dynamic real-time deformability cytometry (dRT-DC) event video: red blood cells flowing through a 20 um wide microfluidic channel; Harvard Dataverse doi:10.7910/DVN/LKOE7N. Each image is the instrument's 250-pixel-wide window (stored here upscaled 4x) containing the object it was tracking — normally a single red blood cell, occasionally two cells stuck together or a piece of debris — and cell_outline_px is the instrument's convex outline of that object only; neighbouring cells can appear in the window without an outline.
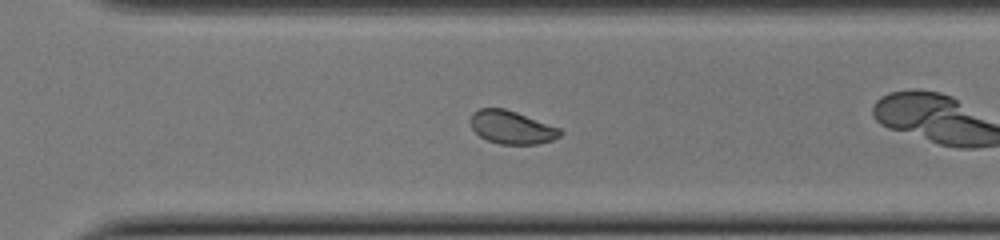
{"species": "common noctule bat (a hibernating species)", "species_latin": "Nyctalus noctula", "temperature_condition": "cold", "stored_images_in_passage": 38, "camera_frame_rate_fps": 3000, "um_per_image_px": 0.085, "animal": {"sex": "female", "body_mass_g": 22.0, "forearm_length_mm": 56.7}, "frame": {"image": 1, "passage_image": 22, "time_ms": 7.0, "image_size_px": [1000, 240], "cell_outline_px": [[564, 132], [560, 136], [552, 140], [536, 144], [500, 144], [488, 140], [480, 136], [472, 128], [468, 120], [472, 112], [480, 108], [504, 108], [516, 112], [560, 128]], "centroid_in_image_um": [43.47, 10.81], "position_along_channel_um": 327.1, "area_um2": 17.34}, "authors_computed_cell_mechanics": {"area_um2": 18.5538, "velocity_mm_per_s": 4.0708, "shape_relaxation_time_tau1_ms": 5.3043, "shape_relaxation_time_tau2_ms": 0.6768, "deformation_change_tau1": 0.0816, "deformation_change_tau2": 0.0392}}